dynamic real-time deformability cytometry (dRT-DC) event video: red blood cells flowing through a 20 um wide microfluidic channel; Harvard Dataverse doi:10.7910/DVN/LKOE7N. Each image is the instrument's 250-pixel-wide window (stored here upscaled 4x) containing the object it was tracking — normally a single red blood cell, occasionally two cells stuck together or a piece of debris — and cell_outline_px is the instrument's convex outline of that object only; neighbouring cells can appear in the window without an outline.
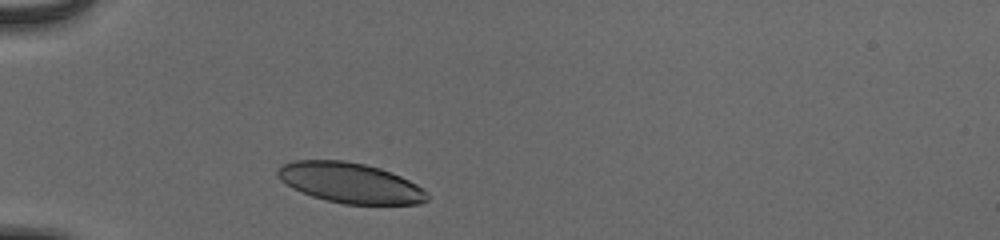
{"species": "human", "species_latin": "Homo sapiens", "temperature_condition": "cold", "stored_images_in_passage": 30, "camera_frame_rate_fps": 3000, "um_per_image_px": 0.085, "donor": {"sex": "male"}, "frame": {"image": 1, "passage_image": 1, "time_ms": 0.0, "image_size_px": [1000, 240], "cell_outline_px": [[428, 200], [420, 204], [344, 204], [312, 196], [292, 188], [280, 180], [276, 176], [276, 172], [284, 164], [296, 160], [344, 160], [364, 164], [380, 168], [400, 176], [424, 188], [428, 196]], "centroid_in_image_um": [29.77, 15.54], "position_along_channel_um": 55.2, "area_um2": 34.97}}
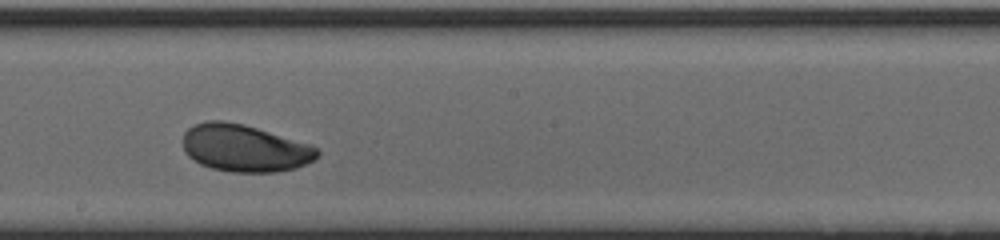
{"frame": {"image": 2, "passage_image": 16, "time_ms": 5.0, "image_size_px": [1000, 240], "cell_outline_px": [[320, 152], [312, 160], [296, 168], [276, 172], [232, 172], [212, 168], [200, 164], [188, 156], [184, 152], [184, 132], [188, 128], [196, 124], [208, 120], [224, 120], [244, 124], [312, 144]], "centroid_in_image_um": [20.79, 12.58], "position_along_channel_um": 227.4, "area_um2": 36.99}}
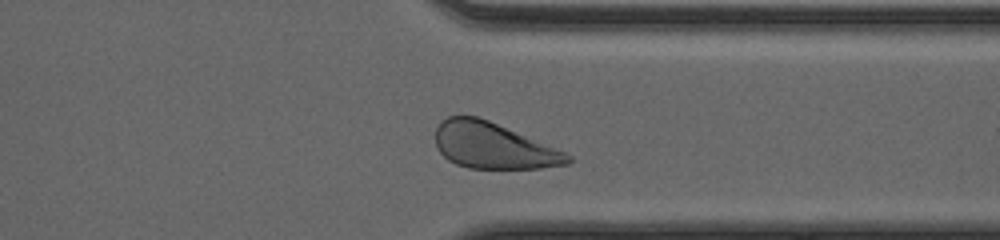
{"frame": {"image": 3, "passage_image": 27, "time_ms": 8.667, "image_size_px": [1000, 240], "cell_outline_px": [[572, 160], [568, 164], [540, 168], [468, 168], [456, 164], [448, 160], [436, 148], [436, 128], [448, 116], [476, 116], [488, 120], [564, 152], [572, 156]], "centroid_in_image_um": [41.89, 12.4], "position_along_channel_um": 369.5, "area_um2": 34.91}, "authors_computed_cell_mechanics": {"area_um2": 36.7897, "velocity_mm_per_s": 3.8375, "shape_relaxation_time_tau1_ms": 3.1223, "shape_relaxation_time_tau2_ms": null, "deformation_change_tau1": 0.1388, "deformation_change_tau2": null}}